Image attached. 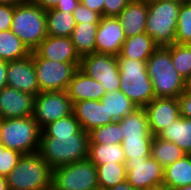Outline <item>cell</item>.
Returning <instances> with one entry per match:
<instances>
[{
  "instance_id": "cell-1",
  "label": "cell",
  "mask_w": 191,
  "mask_h": 190,
  "mask_svg": "<svg viewBox=\"0 0 191 190\" xmlns=\"http://www.w3.org/2000/svg\"><path fill=\"white\" fill-rule=\"evenodd\" d=\"M88 144L89 133L72 113L41 130L38 153L54 169L86 159Z\"/></svg>"
},
{
  "instance_id": "cell-2",
  "label": "cell",
  "mask_w": 191,
  "mask_h": 190,
  "mask_svg": "<svg viewBox=\"0 0 191 190\" xmlns=\"http://www.w3.org/2000/svg\"><path fill=\"white\" fill-rule=\"evenodd\" d=\"M155 97L178 98L185 89V79L175 70L170 46L158 47L146 61Z\"/></svg>"
},
{
  "instance_id": "cell-3",
  "label": "cell",
  "mask_w": 191,
  "mask_h": 190,
  "mask_svg": "<svg viewBox=\"0 0 191 190\" xmlns=\"http://www.w3.org/2000/svg\"><path fill=\"white\" fill-rule=\"evenodd\" d=\"M6 182L8 190H51L52 168L38 152L22 155Z\"/></svg>"
},
{
  "instance_id": "cell-4",
  "label": "cell",
  "mask_w": 191,
  "mask_h": 190,
  "mask_svg": "<svg viewBox=\"0 0 191 190\" xmlns=\"http://www.w3.org/2000/svg\"><path fill=\"white\" fill-rule=\"evenodd\" d=\"M184 0H157L148 3L145 33L158 47L175 43L179 9Z\"/></svg>"
},
{
  "instance_id": "cell-5",
  "label": "cell",
  "mask_w": 191,
  "mask_h": 190,
  "mask_svg": "<svg viewBox=\"0 0 191 190\" xmlns=\"http://www.w3.org/2000/svg\"><path fill=\"white\" fill-rule=\"evenodd\" d=\"M120 87L122 91L138 108H144L155 98L151 78L147 72L146 61L129 58H117Z\"/></svg>"
},
{
  "instance_id": "cell-6",
  "label": "cell",
  "mask_w": 191,
  "mask_h": 190,
  "mask_svg": "<svg viewBox=\"0 0 191 190\" xmlns=\"http://www.w3.org/2000/svg\"><path fill=\"white\" fill-rule=\"evenodd\" d=\"M11 30L33 52L47 36L46 11L34 1L15 6Z\"/></svg>"
},
{
  "instance_id": "cell-7",
  "label": "cell",
  "mask_w": 191,
  "mask_h": 190,
  "mask_svg": "<svg viewBox=\"0 0 191 190\" xmlns=\"http://www.w3.org/2000/svg\"><path fill=\"white\" fill-rule=\"evenodd\" d=\"M41 129L33 116L2 119L0 142L23 155L39 151Z\"/></svg>"
},
{
  "instance_id": "cell-8",
  "label": "cell",
  "mask_w": 191,
  "mask_h": 190,
  "mask_svg": "<svg viewBox=\"0 0 191 190\" xmlns=\"http://www.w3.org/2000/svg\"><path fill=\"white\" fill-rule=\"evenodd\" d=\"M97 168L88 158L52 169L51 190H94Z\"/></svg>"
},
{
  "instance_id": "cell-9",
  "label": "cell",
  "mask_w": 191,
  "mask_h": 190,
  "mask_svg": "<svg viewBox=\"0 0 191 190\" xmlns=\"http://www.w3.org/2000/svg\"><path fill=\"white\" fill-rule=\"evenodd\" d=\"M40 92L66 91L81 63L57 62L40 58L32 52Z\"/></svg>"
},
{
  "instance_id": "cell-10",
  "label": "cell",
  "mask_w": 191,
  "mask_h": 190,
  "mask_svg": "<svg viewBox=\"0 0 191 190\" xmlns=\"http://www.w3.org/2000/svg\"><path fill=\"white\" fill-rule=\"evenodd\" d=\"M72 109L67 91L39 92L34 98L33 118L42 130L49 123L72 114Z\"/></svg>"
},
{
  "instance_id": "cell-11",
  "label": "cell",
  "mask_w": 191,
  "mask_h": 190,
  "mask_svg": "<svg viewBox=\"0 0 191 190\" xmlns=\"http://www.w3.org/2000/svg\"><path fill=\"white\" fill-rule=\"evenodd\" d=\"M79 68L90 78L100 82L106 93L119 90L120 75L117 56L95 52L82 57Z\"/></svg>"
},
{
  "instance_id": "cell-12",
  "label": "cell",
  "mask_w": 191,
  "mask_h": 190,
  "mask_svg": "<svg viewBox=\"0 0 191 190\" xmlns=\"http://www.w3.org/2000/svg\"><path fill=\"white\" fill-rule=\"evenodd\" d=\"M127 181L136 190H152L163 186L164 167L152 156L126 160Z\"/></svg>"
},
{
  "instance_id": "cell-13",
  "label": "cell",
  "mask_w": 191,
  "mask_h": 190,
  "mask_svg": "<svg viewBox=\"0 0 191 190\" xmlns=\"http://www.w3.org/2000/svg\"><path fill=\"white\" fill-rule=\"evenodd\" d=\"M150 133L157 136L168 125L180 118L177 98L155 97L144 107Z\"/></svg>"
},
{
  "instance_id": "cell-14",
  "label": "cell",
  "mask_w": 191,
  "mask_h": 190,
  "mask_svg": "<svg viewBox=\"0 0 191 190\" xmlns=\"http://www.w3.org/2000/svg\"><path fill=\"white\" fill-rule=\"evenodd\" d=\"M7 86L15 88L21 92H26L36 96L39 92L36 70L32 58L29 56L7 62Z\"/></svg>"
},
{
  "instance_id": "cell-15",
  "label": "cell",
  "mask_w": 191,
  "mask_h": 190,
  "mask_svg": "<svg viewBox=\"0 0 191 190\" xmlns=\"http://www.w3.org/2000/svg\"><path fill=\"white\" fill-rule=\"evenodd\" d=\"M126 38L117 17L102 16L96 34L95 52L118 56Z\"/></svg>"
},
{
  "instance_id": "cell-16",
  "label": "cell",
  "mask_w": 191,
  "mask_h": 190,
  "mask_svg": "<svg viewBox=\"0 0 191 190\" xmlns=\"http://www.w3.org/2000/svg\"><path fill=\"white\" fill-rule=\"evenodd\" d=\"M35 96L6 86L0 90V118L33 116Z\"/></svg>"
},
{
  "instance_id": "cell-17",
  "label": "cell",
  "mask_w": 191,
  "mask_h": 190,
  "mask_svg": "<svg viewBox=\"0 0 191 190\" xmlns=\"http://www.w3.org/2000/svg\"><path fill=\"white\" fill-rule=\"evenodd\" d=\"M34 52L40 57L50 61L81 63L71 37H57L47 35Z\"/></svg>"
},
{
  "instance_id": "cell-18",
  "label": "cell",
  "mask_w": 191,
  "mask_h": 190,
  "mask_svg": "<svg viewBox=\"0 0 191 190\" xmlns=\"http://www.w3.org/2000/svg\"><path fill=\"white\" fill-rule=\"evenodd\" d=\"M72 113L82 129L88 133L94 128L114 122L113 119H107V110L101 100H84L73 103Z\"/></svg>"
},
{
  "instance_id": "cell-19",
  "label": "cell",
  "mask_w": 191,
  "mask_h": 190,
  "mask_svg": "<svg viewBox=\"0 0 191 190\" xmlns=\"http://www.w3.org/2000/svg\"><path fill=\"white\" fill-rule=\"evenodd\" d=\"M66 91L72 104L84 100H101L106 94L103 85L80 68L74 73Z\"/></svg>"
},
{
  "instance_id": "cell-20",
  "label": "cell",
  "mask_w": 191,
  "mask_h": 190,
  "mask_svg": "<svg viewBox=\"0 0 191 190\" xmlns=\"http://www.w3.org/2000/svg\"><path fill=\"white\" fill-rule=\"evenodd\" d=\"M148 3L132 0L117 16L127 38L145 33Z\"/></svg>"
},
{
  "instance_id": "cell-21",
  "label": "cell",
  "mask_w": 191,
  "mask_h": 190,
  "mask_svg": "<svg viewBox=\"0 0 191 190\" xmlns=\"http://www.w3.org/2000/svg\"><path fill=\"white\" fill-rule=\"evenodd\" d=\"M157 48L153 38L147 33H142L126 38L117 58L147 61Z\"/></svg>"
},
{
  "instance_id": "cell-22",
  "label": "cell",
  "mask_w": 191,
  "mask_h": 190,
  "mask_svg": "<svg viewBox=\"0 0 191 190\" xmlns=\"http://www.w3.org/2000/svg\"><path fill=\"white\" fill-rule=\"evenodd\" d=\"M119 122L123 139H153L144 108H136Z\"/></svg>"
},
{
  "instance_id": "cell-23",
  "label": "cell",
  "mask_w": 191,
  "mask_h": 190,
  "mask_svg": "<svg viewBox=\"0 0 191 190\" xmlns=\"http://www.w3.org/2000/svg\"><path fill=\"white\" fill-rule=\"evenodd\" d=\"M157 137L162 140L173 142L179 146L186 155H191V119L180 117Z\"/></svg>"
},
{
  "instance_id": "cell-24",
  "label": "cell",
  "mask_w": 191,
  "mask_h": 190,
  "mask_svg": "<svg viewBox=\"0 0 191 190\" xmlns=\"http://www.w3.org/2000/svg\"><path fill=\"white\" fill-rule=\"evenodd\" d=\"M163 187L174 190L191 185V155H184L164 168Z\"/></svg>"
},
{
  "instance_id": "cell-25",
  "label": "cell",
  "mask_w": 191,
  "mask_h": 190,
  "mask_svg": "<svg viewBox=\"0 0 191 190\" xmlns=\"http://www.w3.org/2000/svg\"><path fill=\"white\" fill-rule=\"evenodd\" d=\"M87 158L96 166L106 163L126 164V158L121 144H88Z\"/></svg>"
},
{
  "instance_id": "cell-26",
  "label": "cell",
  "mask_w": 191,
  "mask_h": 190,
  "mask_svg": "<svg viewBox=\"0 0 191 190\" xmlns=\"http://www.w3.org/2000/svg\"><path fill=\"white\" fill-rule=\"evenodd\" d=\"M98 25L99 23H76L71 40L81 58L95 53Z\"/></svg>"
},
{
  "instance_id": "cell-27",
  "label": "cell",
  "mask_w": 191,
  "mask_h": 190,
  "mask_svg": "<svg viewBox=\"0 0 191 190\" xmlns=\"http://www.w3.org/2000/svg\"><path fill=\"white\" fill-rule=\"evenodd\" d=\"M101 102L106 107L107 119L119 121L138 108L122 91L106 93Z\"/></svg>"
},
{
  "instance_id": "cell-28",
  "label": "cell",
  "mask_w": 191,
  "mask_h": 190,
  "mask_svg": "<svg viewBox=\"0 0 191 190\" xmlns=\"http://www.w3.org/2000/svg\"><path fill=\"white\" fill-rule=\"evenodd\" d=\"M47 35L57 37H71L76 26L72 13L50 9L46 11Z\"/></svg>"
},
{
  "instance_id": "cell-29",
  "label": "cell",
  "mask_w": 191,
  "mask_h": 190,
  "mask_svg": "<svg viewBox=\"0 0 191 190\" xmlns=\"http://www.w3.org/2000/svg\"><path fill=\"white\" fill-rule=\"evenodd\" d=\"M31 52L22 40L10 30L0 31V59L13 61L29 56Z\"/></svg>"
},
{
  "instance_id": "cell-30",
  "label": "cell",
  "mask_w": 191,
  "mask_h": 190,
  "mask_svg": "<svg viewBox=\"0 0 191 190\" xmlns=\"http://www.w3.org/2000/svg\"><path fill=\"white\" fill-rule=\"evenodd\" d=\"M184 155L182 149L173 142L153 136L151 156L164 168L181 159Z\"/></svg>"
},
{
  "instance_id": "cell-31",
  "label": "cell",
  "mask_w": 191,
  "mask_h": 190,
  "mask_svg": "<svg viewBox=\"0 0 191 190\" xmlns=\"http://www.w3.org/2000/svg\"><path fill=\"white\" fill-rule=\"evenodd\" d=\"M98 175V184L100 188L109 189L118 183L127 180L125 164L106 163L96 166Z\"/></svg>"
},
{
  "instance_id": "cell-32",
  "label": "cell",
  "mask_w": 191,
  "mask_h": 190,
  "mask_svg": "<svg viewBox=\"0 0 191 190\" xmlns=\"http://www.w3.org/2000/svg\"><path fill=\"white\" fill-rule=\"evenodd\" d=\"M119 121L94 128L89 132V143L121 144L123 140Z\"/></svg>"
},
{
  "instance_id": "cell-33",
  "label": "cell",
  "mask_w": 191,
  "mask_h": 190,
  "mask_svg": "<svg viewBox=\"0 0 191 190\" xmlns=\"http://www.w3.org/2000/svg\"><path fill=\"white\" fill-rule=\"evenodd\" d=\"M170 53L175 70L186 79L191 74V44L174 43Z\"/></svg>"
},
{
  "instance_id": "cell-34",
  "label": "cell",
  "mask_w": 191,
  "mask_h": 190,
  "mask_svg": "<svg viewBox=\"0 0 191 190\" xmlns=\"http://www.w3.org/2000/svg\"><path fill=\"white\" fill-rule=\"evenodd\" d=\"M175 43L191 44V3L185 0L179 9Z\"/></svg>"
},
{
  "instance_id": "cell-35",
  "label": "cell",
  "mask_w": 191,
  "mask_h": 190,
  "mask_svg": "<svg viewBox=\"0 0 191 190\" xmlns=\"http://www.w3.org/2000/svg\"><path fill=\"white\" fill-rule=\"evenodd\" d=\"M153 139H123V148L126 160L147 159L151 156V144Z\"/></svg>"
},
{
  "instance_id": "cell-36",
  "label": "cell",
  "mask_w": 191,
  "mask_h": 190,
  "mask_svg": "<svg viewBox=\"0 0 191 190\" xmlns=\"http://www.w3.org/2000/svg\"><path fill=\"white\" fill-rule=\"evenodd\" d=\"M18 151L6 148L0 142V175L6 177L22 157Z\"/></svg>"
},
{
  "instance_id": "cell-37",
  "label": "cell",
  "mask_w": 191,
  "mask_h": 190,
  "mask_svg": "<svg viewBox=\"0 0 191 190\" xmlns=\"http://www.w3.org/2000/svg\"><path fill=\"white\" fill-rule=\"evenodd\" d=\"M76 23H100L102 15L79 3L73 11Z\"/></svg>"
},
{
  "instance_id": "cell-38",
  "label": "cell",
  "mask_w": 191,
  "mask_h": 190,
  "mask_svg": "<svg viewBox=\"0 0 191 190\" xmlns=\"http://www.w3.org/2000/svg\"><path fill=\"white\" fill-rule=\"evenodd\" d=\"M132 0H104L103 16L117 17Z\"/></svg>"
},
{
  "instance_id": "cell-39",
  "label": "cell",
  "mask_w": 191,
  "mask_h": 190,
  "mask_svg": "<svg viewBox=\"0 0 191 190\" xmlns=\"http://www.w3.org/2000/svg\"><path fill=\"white\" fill-rule=\"evenodd\" d=\"M14 8L10 5L0 4V31L11 29Z\"/></svg>"
},
{
  "instance_id": "cell-40",
  "label": "cell",
  "mask_w": 191,
  "mask_h": 190,
  "mask_svg": "<svg viewBox=\"0 0 191 190\" xmlns=\"http://www.w3.org/2000/svg\"><path fill=\"white\" fill-rule=\"evenodd\" d=\"M180 116L191 119V92L184 91L178 98Z\"/></svg>"
},
{
  "instance_id": "cell-41",
  "label": "cell",
  "mask_w": 191,
  "mask_h": 190,
  "mask_svg": "<svg viewBox=\"0 0 191 190\" xmlns=\"http://www.w3.org/2000/svg\"><path fill=\"white\" fill-rule=\"evenodd\" d=\"M79 3L80 0H58V4L55 9L62 12L65 11L68 13H73Z\"/></svg>"
},
{
  "instance_id": "cell-42",
  "label": "cell",
  "mask_w": 191,
  "mask_h": 190,
  "mask_svg": "<svg viewBox=\"0 0 191 190\" xmlns=\"http://www.w3.org/2000/svg\"><path fill=\"white\" fill-rule=\"evenodd\" d=\"M80 3L103 16L104 0H80Z\"/></svg>"
},
{
  "instance_id": "cell-43",
  "label": "cell",
  "mask_w": 191,
  "mask_h": 190,
  "mask_svg": "<svg viewBox=\"0 0 191 190\" xmlns=\"http://www.w3.org/2000/svg\"><path fill=\"white\" fill-rule=\"evenodd\" d=\"M7 61L0 59V90L7 86Z\"/></svg>"
},
{
  "instance_id": "cell-44",
  "label": "cell",
  "mask_w": 191,
  "mask_h": 190,
  "mask_svg": "<svg viewBox=\"0 0 191 190\" xmlns=\"http://www.w3.org/2000/svg\"><path fill=\"white\" fill-rule=\"evenodd\" d=\"M34 2L45 11L55 9L58 4V0H35Z\"/></svg>"
},
{
  "instance_id": "cell-45",
  "label": "cell",
  "mask_w": 191,
  "mask_h": 190,
  "mask_svg": "<svg viewBox=\"0 0 191 190\" xmlns=\"http://www.w3.org/2000/svg\"><path fill=\"white\" fill-rule=\"evenodd\" d=\"M108 190H136V189L133 188L127 180H125L123 182L118 183L116 186L109 188Z\"/></svg>"
},
{
  "instance_id": "cell-46",
  "label": "cell",
  "mask_w": 191,
  "mask_h": 190,
  "mask_svg": "<svg viewBox=\"0 0 191 190\" xmlns=\"http://www.w3.org/2000/svg\"><path fill=\"white\" fill-rule=\"evenodd\" d=\"M25 2H26V0H0V4L10 5L13 7L23 4Z\"/></svg>"
},
{
  "instance_id": "cell-47",
  "label": "cell",
  "mask_w": 191,
  "mask_h": 190,
  "mask_svg": "<svg viewBox=\"0 0 191 190\" xmlns=\"http://www.w3.org/2000/svg\"><path fill=\"white\" fill-rule=\"evenodd\" d=\"M0 190H8L6 177L0 175Z\"/></svg>"
},
{
  "instance_id": "cell-48",
  "label": "cell",
  "mask_w": 191,
  "mask_h": 190,
  "mask_svg": "<svg viewBox=\"0 0 191 190\" xmlns=\"http://www.w3.org/2000/svg\"><path fill=\"white\" fill-rule=\"evenodd\" d=\"M184 91H190L191 92V74L185 79Z\"/></svg>"
},
{
  "instance_id": "cell-49",
  "label": "cell",
  "mask_w": 191,
  "mask_h": 190,
  "mask_svg": "<svg viewBox=\"0 0 191 190\" xmlns=\"http://www.w3.org/2000/svg\"><path fill=\"white\" fill-rule=\"evenodd\" d=\"M174 190H191V185H189V186H182V187L176 188Z\"/></svg>"
},
{
  "instance_id": "cell-50",
  "label": "cell",
  "mask_w": 191,
  "mask_h": 190,
  "mask_svg": "<svg viewBox=\"0 0 191 190\" xmlns=\"http://www.w3.org/2000/svg\"><path fill=\"white\" fill-rule=\"evenodd\" d=\"M152 190H170V189L162 186V187L155 188V189H152Z\"/></svg>"
},
{
  "instance_id": "cell-51",
  "label": "cell",
  "mask_w": 191,
  "mask_h": 190,
  "mask_svg": "<svg viewBox=\"0 0 191 190\" xmlns=\"http://www.w3.org/2000/svg\"><path fill=\"white\" fill-rule=\"evenodd\" d=\"M146 1L147 3H150V2H153V1H157V0H144Z\"/></svg>"
},
{
  "instance_id": "cell-52",
  "label": "cell",
  "mask_w": 191,
  "mask_h": 190,
  "mask_svg": "<svg viewBox=\"0 0 191 190\" xmlns=\"http://www.w3.org/2000/svg\"><path fill=\"white\" fill-rule=\"evenodd\" d=\"M94 190H107V189L98 187V188H96V189H94Z\"/></svg>"
},
{
  "instance_id": "cell-53",
  "label": "cell",
  "mask_w": 191,
  "mask_h": 190,
  "mask_svg": "<svg viewBox=\"0 0 191 190\" xmlns=\"http://www.w3.org/2000/svg\"><path fill=\"white\" fill-rule=\"evenodd\" d=\"M2 119L0 118V132H1Z\"/></svg>"
}]
</instances>
